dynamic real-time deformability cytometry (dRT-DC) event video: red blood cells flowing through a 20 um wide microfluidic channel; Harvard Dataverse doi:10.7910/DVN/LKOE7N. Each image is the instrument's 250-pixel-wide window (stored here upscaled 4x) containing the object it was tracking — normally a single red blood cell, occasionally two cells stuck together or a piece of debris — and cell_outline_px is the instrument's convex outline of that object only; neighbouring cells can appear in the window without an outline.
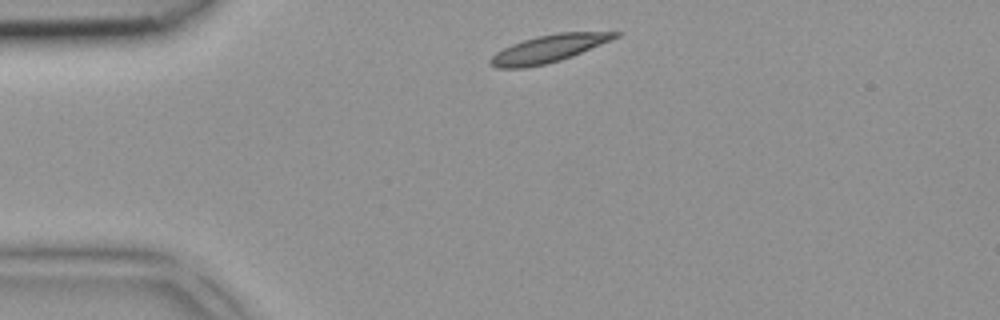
{"species": "common noctule bat (a hibernating species)", "species_latin": "Nyctalus noctula", "temperature_condition": "room temperature", "stored_images_in_passage": 2, "camera_frame_rate_fps": 3000, "um_per_image_px": 0.085, "animal": {"sex": "female", "body_mass_g": 18.4}, "frame": {"image": 1, "passage_image": 1, "time_ms": 0.0, "image_size_px": [1000, 320], "cell_outline_px": [[624, 32], [620, 36], [612, 40], [572, 56], [560, 60], [544, 64], [524, 68], [496, 68], [488, 64], [488, 60], [496, 52], [512, 44], [536, 36], [556, 32]], "centroid_in_image_um": [46.63, 4.13], "position_along_channel_um": 38.4, "area_um2": 20.0}}